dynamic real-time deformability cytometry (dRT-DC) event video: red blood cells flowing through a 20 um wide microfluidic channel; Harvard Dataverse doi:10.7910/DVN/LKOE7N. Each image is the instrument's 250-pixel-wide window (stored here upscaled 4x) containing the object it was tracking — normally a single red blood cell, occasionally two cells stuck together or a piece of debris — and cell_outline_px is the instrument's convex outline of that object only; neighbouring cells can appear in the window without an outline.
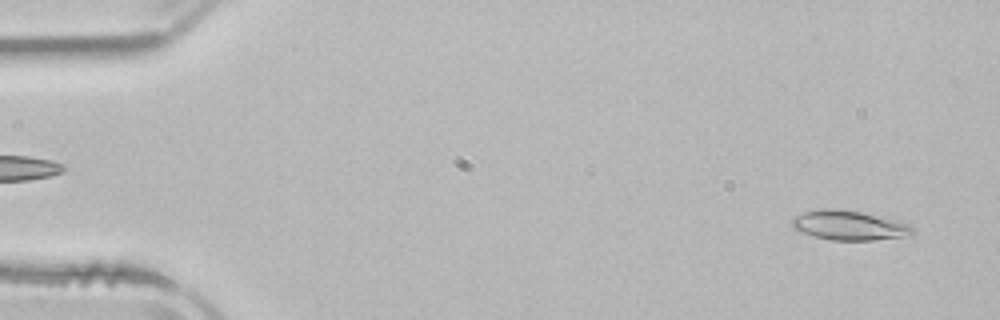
{"species": "common noctule bat (a hibernating species)", "species_latin": "Nyctalus noctula", "temperature_condition": "room temperature", "stored_images_in_passage": 4, "camera_frame_rate_fps": 3000, "um_per_image_px": 0.085, "animal": {"sex": "male", "body_mass_g": 21.5, "forearm_length_mm": 52.0}, "frame": {"image": 1, "passage_image": 4, "time_ms": 4.333, "image_size_px": [1000, 320], "cell_outline_px": [[916, 232], [912, 236], [872, 240], [832, 240], [812, 236], [800, 232], [792, 228], [792, 220], [796, 216], [804, 212], [820, 208], [832, 208], [860, 212], [908, 224]], "centroid_in_image_um": [72.15, 19.17], "position_along_channel_um": 12.9, "area_um2": 20.63}}